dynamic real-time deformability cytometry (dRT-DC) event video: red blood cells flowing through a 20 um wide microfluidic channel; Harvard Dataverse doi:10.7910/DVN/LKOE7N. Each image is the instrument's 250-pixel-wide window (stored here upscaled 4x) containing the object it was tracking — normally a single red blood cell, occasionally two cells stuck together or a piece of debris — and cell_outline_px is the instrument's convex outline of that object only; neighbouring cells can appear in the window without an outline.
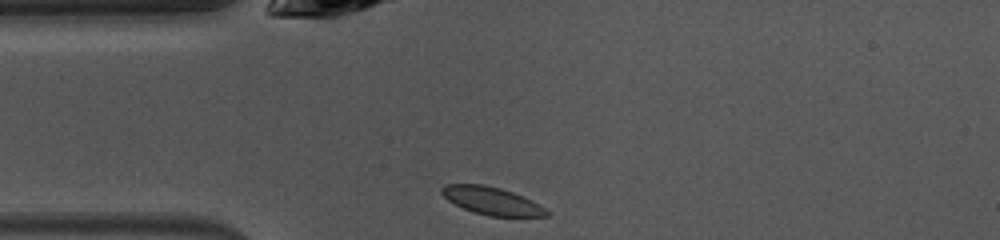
{"species": "common noctule bat (a hibernating species)", "species_latin": "Nyctalus noctula", "temperature_condition": "warm", "stored_images_in_passage": 38, "camera_frame_rate_fps": 3000, "um_per_image_px": 0.085, "animal": {"sex": "female", "body_mass_g": 10.0, "forearm_length_mm": 53.1}, "frame": {"image": 1, "passage_image": 1, "time_ms": 0.0, "image_size_px": [1000, 240], "cell_outline_px": [[552, 212], [548, 216], [488, 216], [472, 212], [448, 200], [440, 192], [440, 188], [444, 184], [484, 184], [500, 188], [512, 192]], "centroid_in_image_um": [41.75, 17.07], "position_along_channel_um": 43.2, "area_um2": 16.7}}
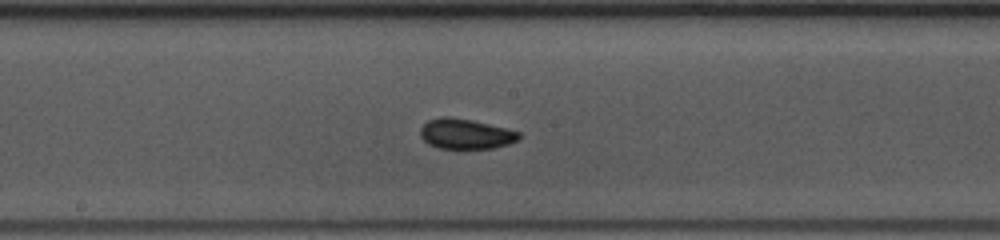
{"frame": {"image": 2, "passage_image": 14, "time_ms": 4.333, "image_size_px": [1000, 240], "cell_outline_px": [[520, 136], [516, 140], [508, 144], [492, 148], [440, 148], [428, 144], [420, 136], [420, 128], [428, 120], [440, 116], [452, 116], [472, 120], [520, 132]], "centroid_in_image_um": [39.53, 11.36], "position_along_channel_um": 208.7, "area_um2": 17.22}}
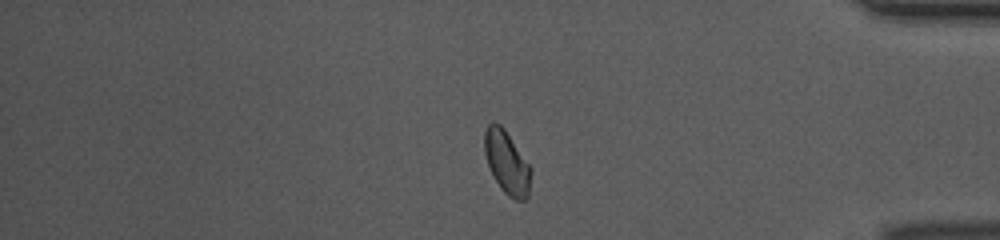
{"frame": {"image": 3, "passage_image": 30, "time_ms": 9.667, "image_size_px": [1000, 240], "cell_outline_px": [[532, 172], [528, 196], [524, 200], [516, 200], [508, 196], [504, 192], [496, 180], [488, 164], [484, 152], [484, 128], [492, 120], [500, 124], [504, 128], [532, 168]], "centroid_in_image_um": [43.08, 13.78], "position_along_channel_um": 392.1, "area_um2": 17.11}, "authors_computed_cell_mechanics": {"area_um2": 17.051, "velocity_mm_per_s": 4.0332, "shape_relaxation_time_tau1_ms": 4.1156, "shape_relaxation_time_tau2_ms": 3.6759, "deformation_change_tau1": 0.0714, "deformation_change_tau2": 0.0664}}